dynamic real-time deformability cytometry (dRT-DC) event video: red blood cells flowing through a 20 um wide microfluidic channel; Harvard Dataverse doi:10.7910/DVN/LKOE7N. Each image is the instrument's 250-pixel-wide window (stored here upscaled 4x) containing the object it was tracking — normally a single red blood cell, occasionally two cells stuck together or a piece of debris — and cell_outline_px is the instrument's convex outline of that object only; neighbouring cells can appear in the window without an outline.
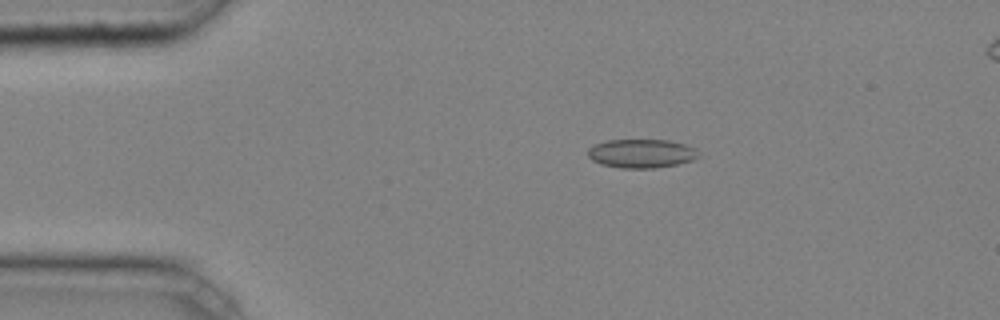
{"species": "common noctule bat (a hibernating species)", "species_latin": "Nyctalus noctula", "temperature_condition": "cold", "stored_images_in_passage": 3, "camera_frame_rate_fps": 3000, "um_per_image_px": 0.085, "animal": {"sex": "male", "body_mass_g": 20.4}, "frame": {"image": 1, "passage_image": 2, "time_ms": 0.333, "image_size_px": [1000, 320], "cell_outline_px": [[700, 156], [692, 160], [676, 164], [652, 168], [620, 168], [600, 164], [592, 160], [588, 156], [588, 148], [596, 144], [608, 140], [668, 140], [684, 144], [696, 148]], "centroid_in_image_um": [54.52, 13.04], "position_along_channel_um": 30.5, "area_um2": 18.5}}